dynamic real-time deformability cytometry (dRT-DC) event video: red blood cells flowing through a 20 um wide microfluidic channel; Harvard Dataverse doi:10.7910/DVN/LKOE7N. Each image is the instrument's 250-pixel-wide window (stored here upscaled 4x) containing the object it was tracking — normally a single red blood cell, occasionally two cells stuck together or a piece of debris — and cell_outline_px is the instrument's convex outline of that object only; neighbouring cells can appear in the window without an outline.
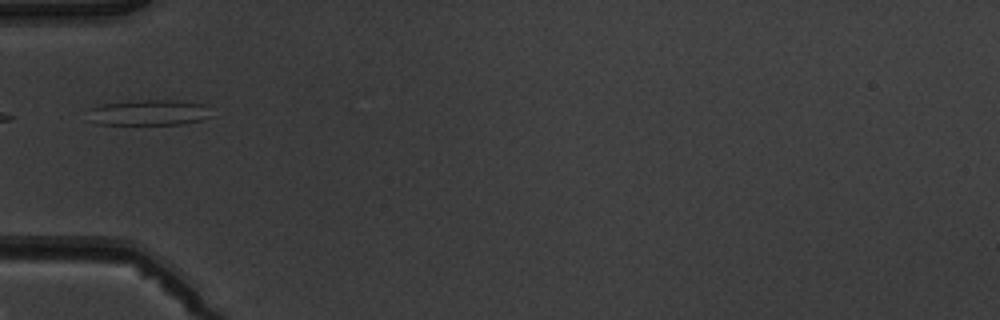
{"species": "common noctule bat (a hibernating species)", "species_latin": "Nyctalus noctula", "temperature_condition": "warm", "stored_images_in_passage": 2, "camera_frame_rate_fps": 3000, "um_per_image_px": 0.085, "animal": {"sex": "male", "body_mass_g": 19.5, "forearm_length_mm": 54.6}, "frame": {"image": 1, "passage_image": 2, "time_ms": 1.0, "image_size_px": [1000, 320], "cell_outline_px": [[212, 116], [200, 120], [184, 124], [96, 124], [84, 120], [88, 108], [100, 104], [136, 100], [180, 100], [208, 104]], "centroid_in_image_um": [12.59, 9.56], "position_along_channel_um": 72.4, "area_um2": 19.13}}